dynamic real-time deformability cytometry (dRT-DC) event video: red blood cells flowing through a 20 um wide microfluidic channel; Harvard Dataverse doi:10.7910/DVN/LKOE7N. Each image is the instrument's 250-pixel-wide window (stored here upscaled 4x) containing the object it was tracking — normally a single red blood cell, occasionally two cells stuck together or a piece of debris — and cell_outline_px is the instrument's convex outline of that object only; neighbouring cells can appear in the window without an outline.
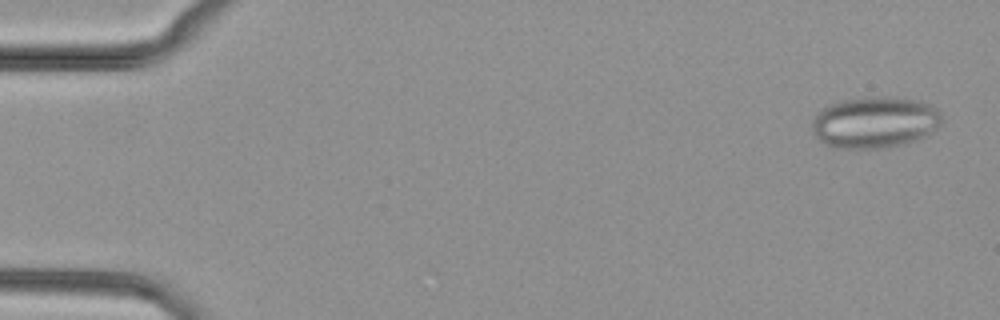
{"species": "common noctule bat (a hibernating species)", "species_latin": "Nyctalus noctula", "temperature_condition": "cold", "stored_images_in_passage": 50, "camera_frame_rate_fps": 3000, "um_per_image_px": 0.085, "animal": {"sex": "female", "body_mass_g": 29.2, "forearm_length_mm": 56.3}, "frame": {"image": 1, "passage_image": 2, "time_ms": 0.333, "image_size_px": [1000, 320], "cell_outline_px": [[944, 120], [928, 136], [904, 144], [888, 148], [832, 148], [824, 144], [812, 132], [812, 120], [824, 108], [840, 100], [864, 96], [896, 96], [928, 104], [936, 108], [940, 112]], "centroid_in_image_um": [74.37, 10.4], "position_along_channel_um": 10.6, "area_um2": 39.36}}
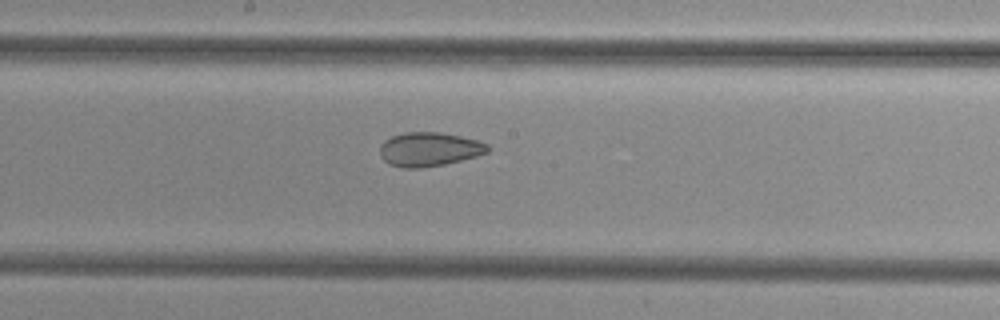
{"frame": {"image": 2, "passage_image": 27, "time_ms": 8.667, "image_size_px": [1000, 320], "cell_outline_px": [[488, 152], [476, 156], [444, 164], [420, 168], [404, 168], [388, 164], [380, 156], [380, 144], [384, 140], [392, 136], [404, 132], [440, 132], [460, 136], [476, 140], [488, 144]], "centroid_in_image_um": [36.44, 12.68], "position_along_channel_um": 211.8, "area_um2": 21.33}}
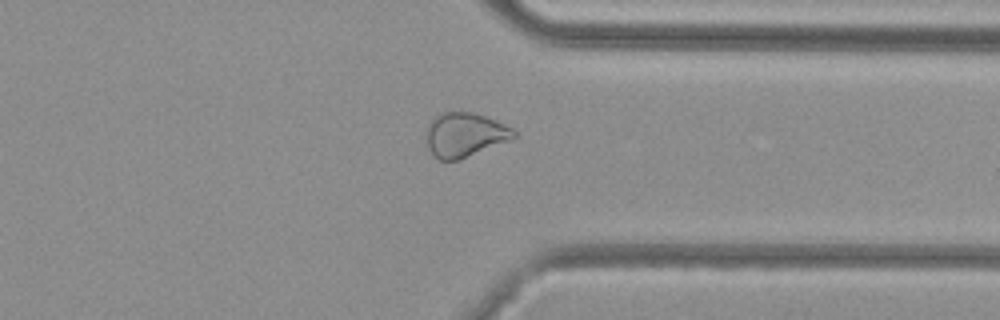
{"frame": {"image": 3, "passage_image": 39, "time_ms": 12.667, "image_size_px": [1000, 320], "cell_outline_px": [[516, 136], [508, 140], [460, 160], [440, 160], [432, 156], [428, 148], [428, 124], [432, 116], [444, 112], [472, 112], [496, 120], [512, 128], [516, 132]], "centroid_in_image_um": [39.48, 11.45], "position_along_channel_um": 371.9, "area_um2": 22.43}}